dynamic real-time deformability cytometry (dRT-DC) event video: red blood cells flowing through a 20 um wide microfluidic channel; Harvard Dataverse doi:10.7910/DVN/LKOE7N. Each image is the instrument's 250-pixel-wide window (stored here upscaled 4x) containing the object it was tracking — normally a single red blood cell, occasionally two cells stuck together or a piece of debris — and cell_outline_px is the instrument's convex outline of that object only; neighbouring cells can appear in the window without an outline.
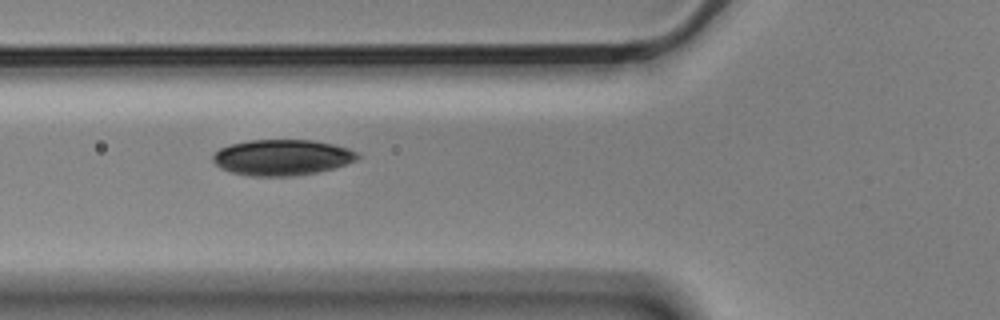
{"species": "Egyptian fruit bat (a non-hibernating species)", "species_latin": "Rousettus aegyptiacus", "temperature_condition": "cold", "stored_images_in_passage": 16, "camera_frame_rate_fps": 3000, "um_per_image_px": 0.085, "animal": {"sex": "male"}, "frame": {"image": 1, "passage_image": 7, "time_ms": 2.0, "image_size_px": [1000, 320], "cell_outline_px": [[360, 156], [356, 160], [332, 168], [316, 172], [288, 176], [248, 176], [232, 172], [220, 168], [212, 160], [212, 156], [220, 148], [232, 144], [248, 140], [312, 140], [332, 144], [348, 148], [356, 152]], "centroid_in_image_um": [23.94, 13.38], "position_along_channel_um": 101.9, "area_um2": 29.94}}
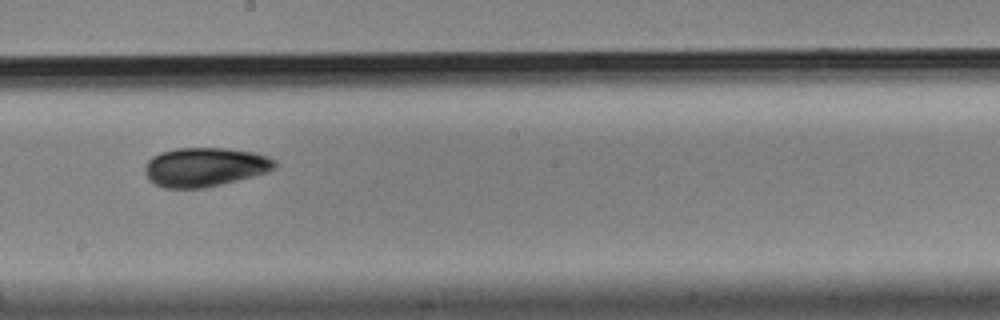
{"frame": {"image": 2, "passage_image": 10, "time_ms": 3.0, "image_size_px": [1000, 320], "cell_outline_px": [[276, 168], [268, 172], [204, 188], [164, 188], [148, 180], [144, 172], [144, 168], [148, 160], [152, 156], [160, 152], [176, 148], [228, 148], [252, 152], [268, 156], [276, 160]], "centroid_in_image_um": [17.4, 14.19], "position_along_channel_um": 230.8, "area_um2": 29.65}}
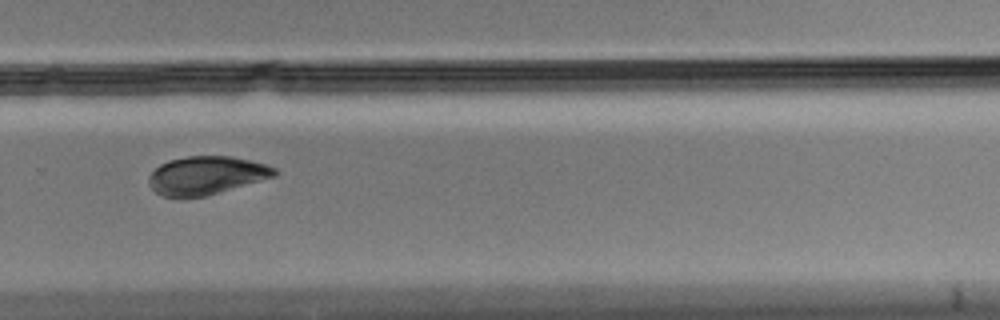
{"frame": {"image": 3, "passage_image": 12, "time_ms": 3.667, "image_size_px": [1000, 320], "cell_outline_px": [[276, 176], [208, 196], [160, 196], [148, 184], [148, 176], [160, 164], [168, 160], [188, 156], [232, 156], [264, 164], [276, 168]], "centroid_in_image_um": [17.53, 14.9], "position_along_channel_um": 312.3, "area_um2": 27.92}}